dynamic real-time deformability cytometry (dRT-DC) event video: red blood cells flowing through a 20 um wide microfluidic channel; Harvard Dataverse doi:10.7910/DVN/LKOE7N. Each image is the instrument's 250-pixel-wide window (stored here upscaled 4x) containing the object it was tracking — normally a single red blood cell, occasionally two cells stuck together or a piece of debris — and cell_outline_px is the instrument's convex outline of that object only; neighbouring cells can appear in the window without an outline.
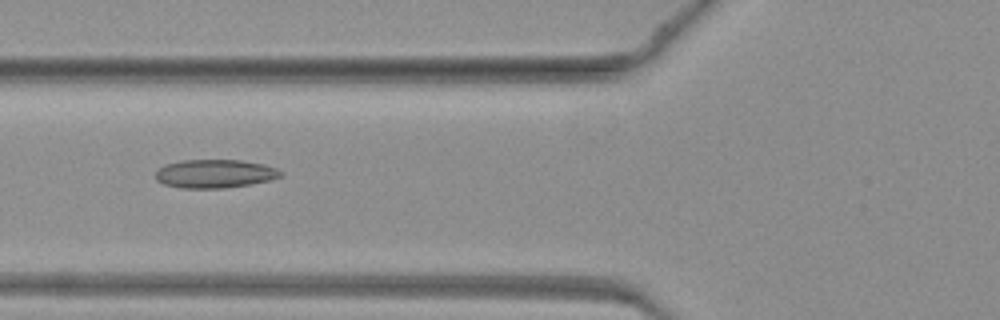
{"species": "common noctule bat (a hibernating species)", "species_latin": "Nyctalus noctula", "temperature_condition": "warm", "stored_images_in_passage": 46, "camera_frame_rate_fps": 3000, "um_per_image_px": 0.085, "animal": {"sex": "female", "body_mass_g": 19.3, "forearm_length_mm": 54.1}, "frame": {"image": 1, "passage_image": 18, "time_ms": 5.667, "image_size_px": [1000, 320], "cell_outline_px": [[284, 176], [252, 184], [224, 188], [180, 188], [164, 184], [156, 180], [156, 172], [164, 164], [180, 160], [240, 160], [264, 164], [276, 168], [284, 172]], "centroid_in_image_um": [18.28, 14.76], "position_along_channel_um": 107.5, "area_um2": 20.92}}
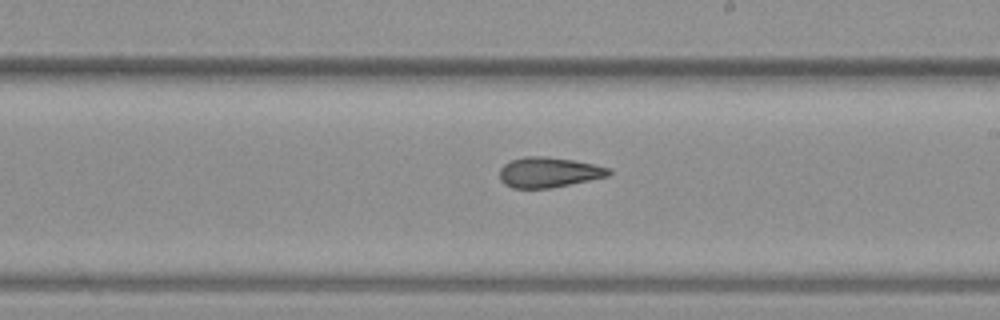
{"frame": {"image": 2, "passage_image": 27, "time_ms": 8.667, "image_size_px": [1000, 320], "cell_outline_px": [[612, 172], [608, 176], [552, 188], [512, 188], [504, 184], [500, 180], [500, 168], [504, 164], [512, 160], [524, 156], [544, 156], [572, 160], [592, 164], [608, 168]], "centroid_in_image_um": [46.6, 14.65], "position_along_channel_um": 242.4, "area_um2": 19.13}}
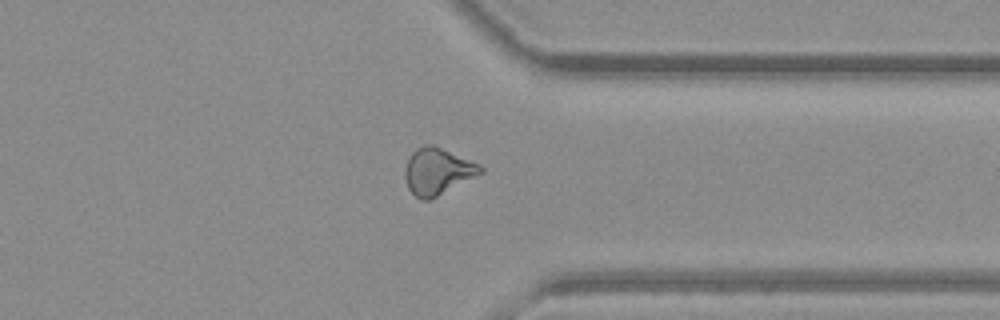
{"frame": {"image": 3, "passage_image": 36, "time_ms": 11.667, "image_size_px": [1000, 320], "cell_outline_px": [[484, 172], [428, 200], [420, 200], [408, 188], [404, 176], [404, 168], [408, 156], [416, 148], [424, 144], [432, 144], [480, 164], [484, 168]], "centroid_in_image_um": [37.16, 14.54], "position_along_channel_um": 374.2, "area_um2": 20.46}}